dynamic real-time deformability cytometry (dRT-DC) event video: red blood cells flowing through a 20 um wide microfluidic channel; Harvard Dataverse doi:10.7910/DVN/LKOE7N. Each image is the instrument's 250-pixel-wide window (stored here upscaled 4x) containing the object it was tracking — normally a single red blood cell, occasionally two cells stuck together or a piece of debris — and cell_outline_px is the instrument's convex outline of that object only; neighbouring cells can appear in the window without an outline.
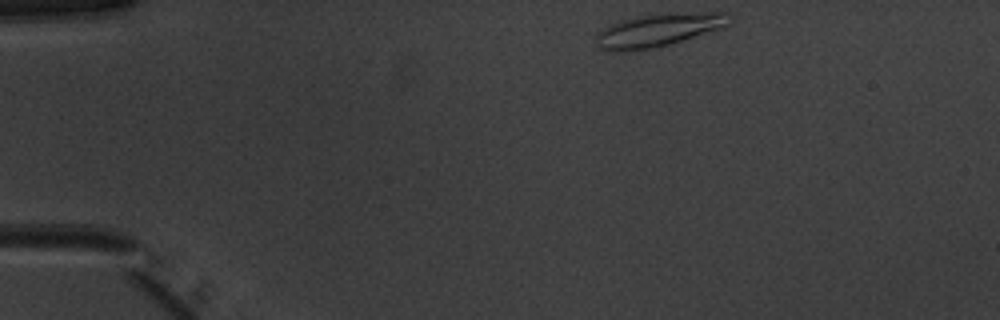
{"species": "common noctule bat (a hibernating species)", "species_latin": "Nyctalus noctula", "temperature_condition": "warm", "stored_images_in_passage": 43, "camera_frame_rate_fps": 3000, "um_per_image_px": 0.085, "animal": {"sex": "male", "body_mass_g": 20.1, "forearm_length_mm": 53.5}, "frame": {"image": 1, "passage_image": 1, "time_ms": 0.0, "image_size_px": [1000, 320], "cell_outline_px": [[736, 16], [732, 24], [724, 28], [668, 44], [652, 48], [624, 52], [608, 52], [600, 48], [596, 44], [596, 32], [600, 28], [620, 20], [640, 16], [668, 12], [728, 12]], "centroid_in_image_um": [56.02, 2.53], "position_along_channel_um": 29.0, "area_um2": 26.53}}
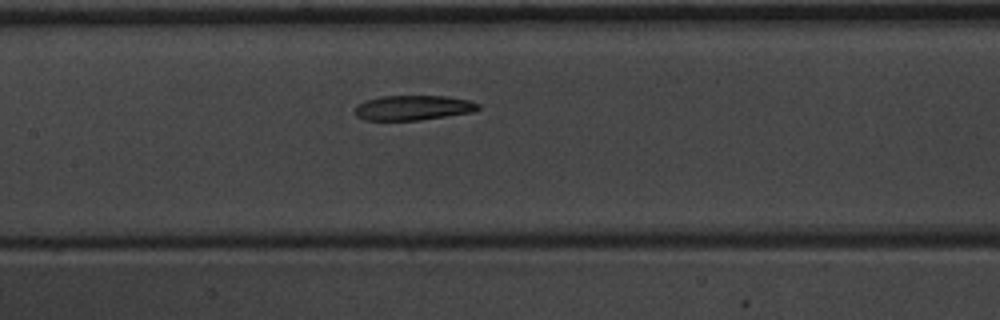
{"frame": {"image": 2, "passage_image": 17, "time_ms": 5.333, "image_size_px": [1000, 320], "cell_outline_px": [[480, 108], [472, 112], [420, 120], [364, 120], [356, 116], [356, 108], [364, 100], [380, 96], [444, 96], [468, 100], [480, 104]], "centroid_in_image_um": [35.11, 9.16], "position_along_channel_um": 172.3, "area_um2": 17.74}}
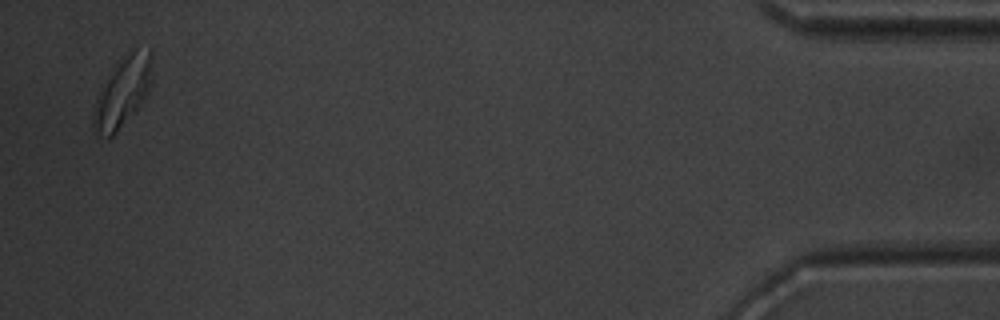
{"frame": {"image": 3, "passage_image": 42, "time_ms": 13.667, "image_size_px": [1000, 320], "cell_outline_px": [[152, 80], [148, 92], [140, 104], [116, 132], [112, 136], [96, 136], [92, 128], [92, 112], [96, 96], [100, 84], [108, 72], [136, 48], [152, 52]], "centroid_in_image_um": [10.36, 7.85], "position_along_channel_um": 424.8, "area_um2": 23.99}, "authors_computed_cell_mechanics": {"area_um2": 19.5942, "velocity_mm_per_s": 3.9648, "shape_relaxation_time_tau1_ms": 4.8427, "shape_relaxation_time_tau2_ms": 2.8012, "deformation_change_tau1": 0.1467, "deformation_change_tau2": 0.0958}}